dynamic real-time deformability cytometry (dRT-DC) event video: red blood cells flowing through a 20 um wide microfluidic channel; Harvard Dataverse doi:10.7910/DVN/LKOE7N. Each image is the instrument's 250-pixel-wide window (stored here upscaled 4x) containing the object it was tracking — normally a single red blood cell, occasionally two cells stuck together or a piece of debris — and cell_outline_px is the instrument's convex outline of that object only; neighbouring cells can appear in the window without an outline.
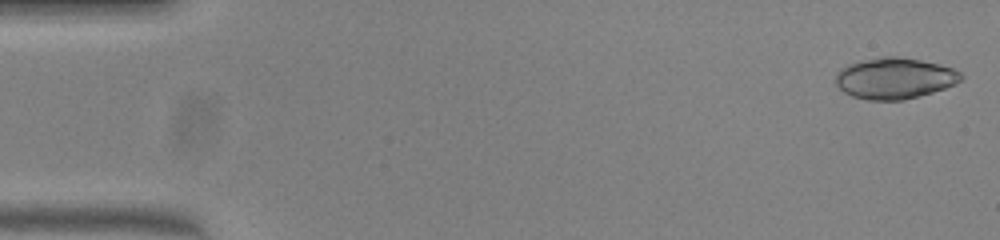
{"species": "common noctule bat (a hibernating species)", "species_latin": "Nyctalus noctula", "temperature_condition": "warm", "stored_images_in_passage": 50, "camera_frame_rate_fps": 3000, "um_per_image_px": 0.085, "animal": {"sex": "female", "body_mass_g": 23.0, "forearm_length_mm": 53.4}, "frame": {"image": 1, "passage_image": 1, "time_ms": 0.0, "image_size_px": [1000, 240], "cell_outline_px": [[964, 76], [960, 80], [944, 88], [932, 92], [904, 100], [868, 100], [852, 96], [844, 92], [836, 84], [836, 76], [840, 68], [848, 64], [860, 60], [880, 56], [896, 56], [920, 60], [940, 64], [952, 68], [960, 72]], "centroid_in_image_um": [76.01, 6.64], "position_along_channel_um": 9.0, "area_um2": 30.0}}